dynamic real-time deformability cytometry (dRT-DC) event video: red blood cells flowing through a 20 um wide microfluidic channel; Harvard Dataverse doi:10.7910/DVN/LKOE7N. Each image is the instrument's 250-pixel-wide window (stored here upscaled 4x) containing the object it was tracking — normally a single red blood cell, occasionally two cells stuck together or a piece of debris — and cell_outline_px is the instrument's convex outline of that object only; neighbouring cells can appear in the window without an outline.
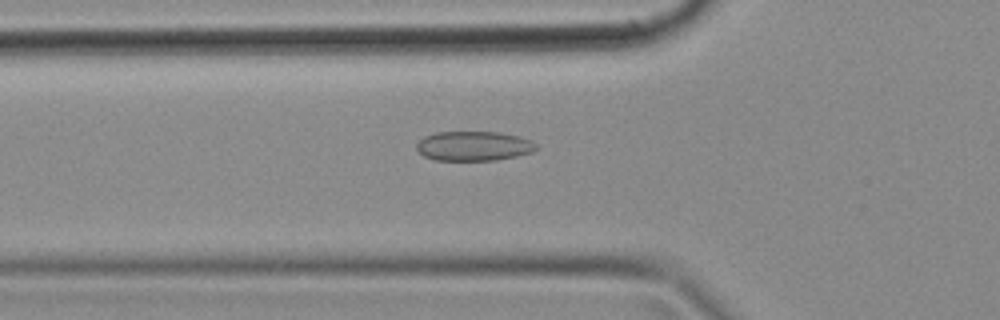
{"species": "common noctule bat (a hibernating species)", "species_latin": "Nyctalus noctula", "temperature_condition": "cold", "stored_images_in_passage": 29, "camera_frame_rate_fps": 3000, "um_per_image_px": 0.085, "animal": {"sex": "female", "body_mass_g": 18.4}, "frame": {"image": 1, "passage_image": 2, "time_ms": 0.333, "image_size_px": [1000, 320], "cell_outline_px": [[536, 148], [532, 152], [516, 156], [496, 160], [432, 160], [424, 156], [416, 148], [416, 144], [424, 136], [436, 132], [500, 132], [520, 136], [532, 140], [536, 144]], "centroid_in_image_um": [40.26, 12.41], "position_along_channel_um": 85.5, "area_um2": 20.69}}
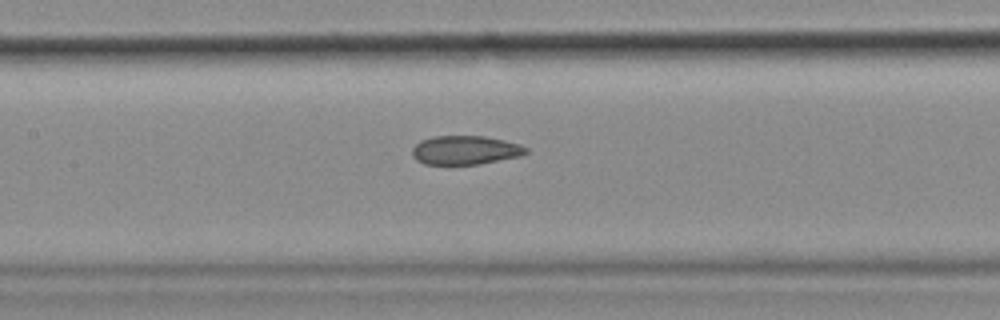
{"frame": {"image": 2, "passage_image": 8, "time_ms": 2.333, "image_size_px": [1000, 320], "cell_outline_px": [[528, 152], [520, 156], [480, 164], [424, 164], [416, 160], [412, 156], [412, 148], [420, 140], [432, 136], [484, 136], [504, 140], [520, 144], [528, 148]], "centroid_in_image_um": [39.54, 12.76], "position_along_channel_um": 167.9, "area_um2": 19.25}}
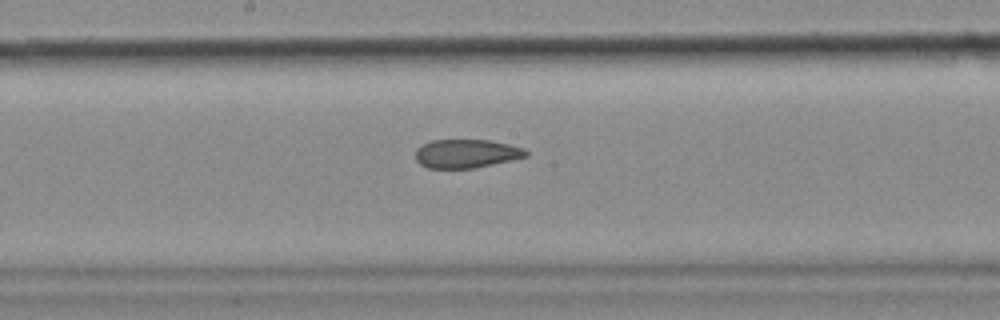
{"frame": {"image": 3, "passage_image": 11, "time_ms": 3.333, "image_size_px": [1000, 320], "cell_outline_px": [[528, 156], [476, 168], [428, 168], [420, 164], [416, 160], [416, 148], [432, 140], [492, 140], [524, 148], [528, 152]], "centroid_in_image_um": [39.65, 13.06], "position_along_channel_um": 208.6, "area_um2": 18.44}}